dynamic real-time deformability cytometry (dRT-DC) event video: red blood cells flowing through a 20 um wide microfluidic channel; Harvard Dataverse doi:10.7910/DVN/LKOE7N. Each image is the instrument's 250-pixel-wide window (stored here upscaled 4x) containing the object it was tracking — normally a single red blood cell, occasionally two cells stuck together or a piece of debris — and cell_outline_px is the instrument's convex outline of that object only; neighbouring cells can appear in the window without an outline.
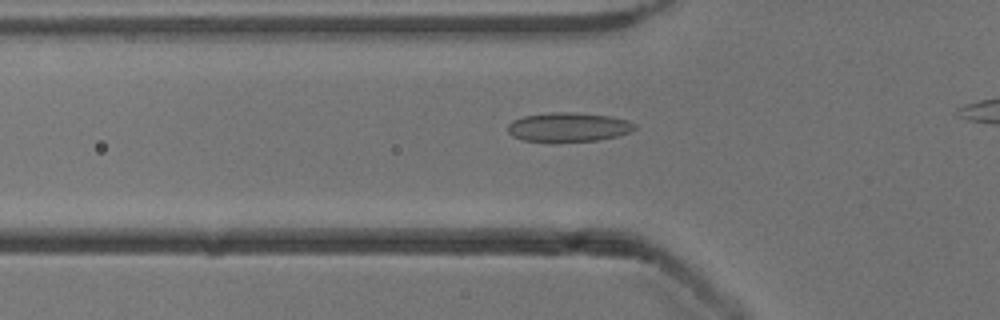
{"species": "common noctule bat (a hibernating species)", "species_latin": "Nyctalus noctula", "temperature_condition": "cold", "stored_images_in_passage": 37, "camera_frame_rate_fps": 3000, "um_per_image_px": 0.085, "animal": {"sex": "male", "body_mass_g": 13.3}, "frame": {"image": 1, "passage_image": 9, "time_ms": 2.667, "image_size_px": [1000, 320], "cell_outline_px": [[636, 128], [632, 132], [616, 136], [596, 140], [524, 140], [512, 136], [508, 132], [508, 124], [512, 120], [524, 116], [552, 112], [572, 112], [608, 116], [628, 120], [636, 124]], "centroid_in_image_um": [48.33, 10.78], "position_along_channel_um": 77.5, "area_um2": 21.1}}
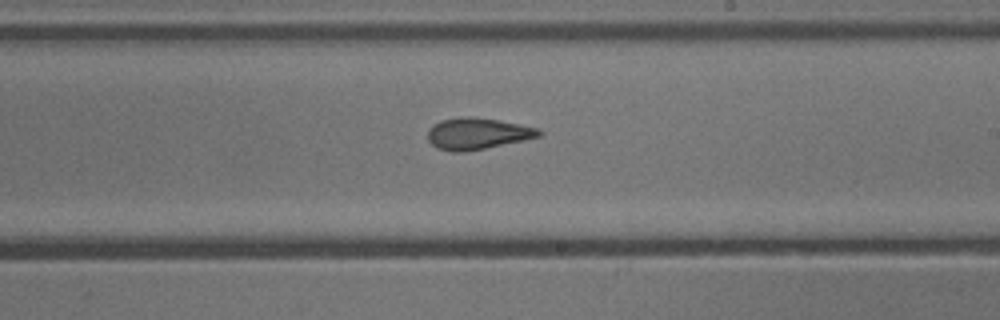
{"frame": {"image": 2, "passage_image": 22, "time_ms": 7.0, "image_size_px": [1000, 320], "cell_outline_px": [[544, 136], [464, 152], [452, 152], [436, 148], [428, 140], [428, 132], [432, 124], [440, 120], [460, 116], [472, 116], [500, 120], [536, 128], [544, 132]], "centroid_in_image_um": [40.57, 11.35], "position_along_channel_um": 248.4, "area_um2": 20.58}}
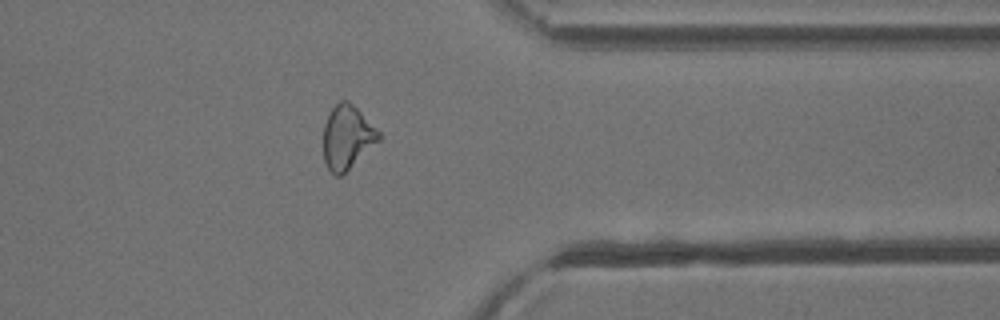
{"frame": {"image": 3, "passage_image": 33, "time_ms": 10.667, "image_size_px": [1000, 320], "cell_outline_px": [[384, 136], [380, 140], [340, 176], [336, 176], [328, 168], [324, 160], [324, 124], [332, 108], [340, 100], [348, 100]], "centroid_in_image_um": [29.52, 11.65], "position_along_channel_um": 381.9, "area_um2": 20.23}, "authors_computed_cell_mechanics": {"area_um2": 20.2878, "velocity_mm_per_s": 3.9295, "shape_relaxation_time_tau1_ms": null, "shape_relaxation_time_tau2_ms": 2.3183, "deformation_change_tau1": null, "deformation_change_tau2": 0.1033}}